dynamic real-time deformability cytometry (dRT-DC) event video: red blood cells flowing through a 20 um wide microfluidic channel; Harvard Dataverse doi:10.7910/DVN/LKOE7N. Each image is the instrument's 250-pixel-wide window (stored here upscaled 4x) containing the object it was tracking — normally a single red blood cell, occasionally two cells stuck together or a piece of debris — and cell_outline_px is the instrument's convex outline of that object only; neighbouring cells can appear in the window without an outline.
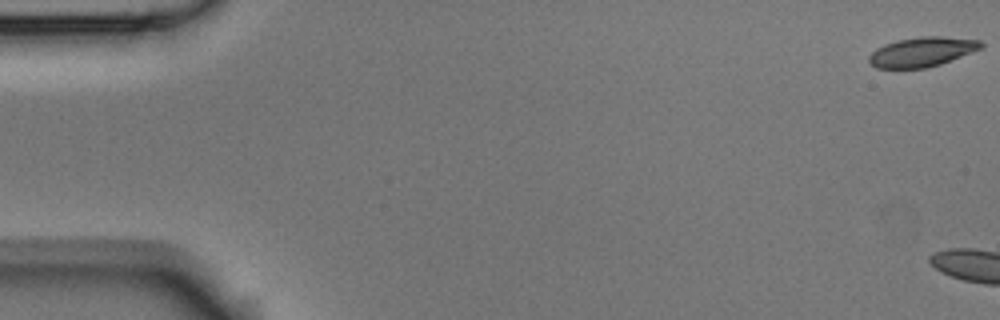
{"species": "Egyptian fruit bat (a non-hibernating species)", "species_latin": "Rousettus aegyptiacus", "temperature_condition": "room temperature", "stored_images_in_passage": 10, "camera_frame_rate_fps": 3000, "um_per_image_px": 0.085, "animal": {"sex": "male"}, "frame": {"image": 1, "passage_image": 1, "time_ms": 0.0, "image_size_px": [1000, 320], "cell_outline_px": [[984, 44], [980, 48], [940, 64], [924, 68], [876, 68], [868, 60], [868, 56], [876, 48], [884, 44], [896, 40], [920, 36], [944, 36], [980, 40]], "centroid_in_image_um": [78.33, 4.39], "position_along_channel_um": 6.7, "area_um2": 19.19}}